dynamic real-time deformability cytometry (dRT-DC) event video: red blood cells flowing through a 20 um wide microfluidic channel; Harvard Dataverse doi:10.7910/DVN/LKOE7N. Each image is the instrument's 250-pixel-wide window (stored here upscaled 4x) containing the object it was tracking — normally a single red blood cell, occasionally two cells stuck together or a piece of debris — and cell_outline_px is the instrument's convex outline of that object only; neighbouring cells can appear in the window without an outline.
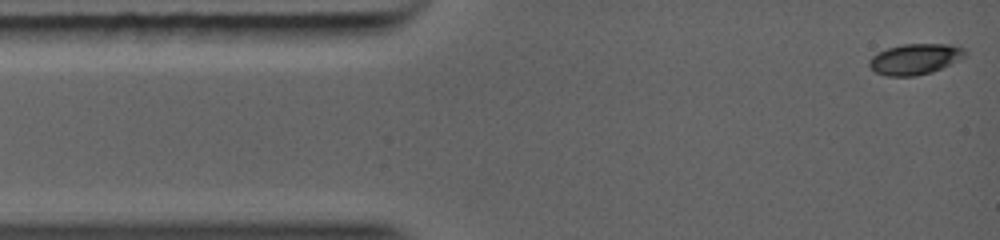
{"species": "common noctule bat (a hibernating species)", "species_latin": "Nyctalus noctula", "temperature_condition": "warm", "stored_images_in_passage": 30, "camera_frame_rate_fps": 5000, "um_per_image_px": 0.085, "animal": {"sex": "female", "body_mass_g": 19.0, "forearm_length_mm": 56.7}, "frame": {"image": 1, "passage_image": 1, "time_ms": 0.0, "image_size_px": [1000, 240], "cell_outline_px": [[968, 52], [960, 60], [932, 72], [916, 76], [888, 76], [876, 72], [868, 64], [868, 60], [872, 56], [888, 48], [904, 44], [948, 44], [964, 48]], "centroid_in_image_um": [77.8, 5.02], "position_along_channel_um": 7.2, "area_um2": 17.11}}
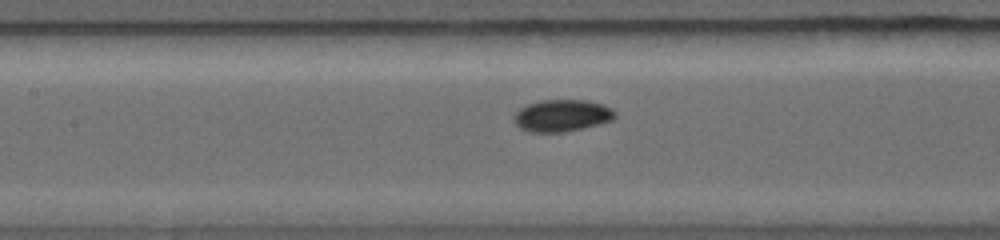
{"frame": {"image": 2, "passage_image": 12, "time_ms": 4.6, "image_size_px": [1000, 240], "cell_outline_px": [[616, 116], [612, 120], [600, 124], [564, 132], [528, 132], [520, 128], [512, 120], [516, 112], [520, 108], [528, 104], [540, 100], [588, 100], [604, 104], [612, 108], [616, 112]], "centroid_in_image_um": [47.78, 9.82], "position_along_channel_um": 159.6, "area_um2": 19.02}}
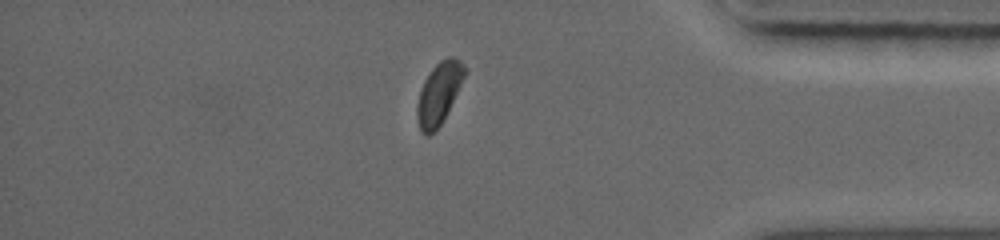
{"frame": {"image": 3, "passage_image": 26, "time_ms": 10.0, "image_size_px": [1000, 240], "cell_outline_px": [[468, 68], [440, 124], [428, 136], [420, 128], [416, 116], [416, 108], [420, 88], [424, 80], [432, 68], [440, 60], [448, 56], [452, 56], [460, 60]], "centroid_in_image_um": [37.29, 7.86], "position_along_channel_um": 397.9, "area_um2": 16.59}}